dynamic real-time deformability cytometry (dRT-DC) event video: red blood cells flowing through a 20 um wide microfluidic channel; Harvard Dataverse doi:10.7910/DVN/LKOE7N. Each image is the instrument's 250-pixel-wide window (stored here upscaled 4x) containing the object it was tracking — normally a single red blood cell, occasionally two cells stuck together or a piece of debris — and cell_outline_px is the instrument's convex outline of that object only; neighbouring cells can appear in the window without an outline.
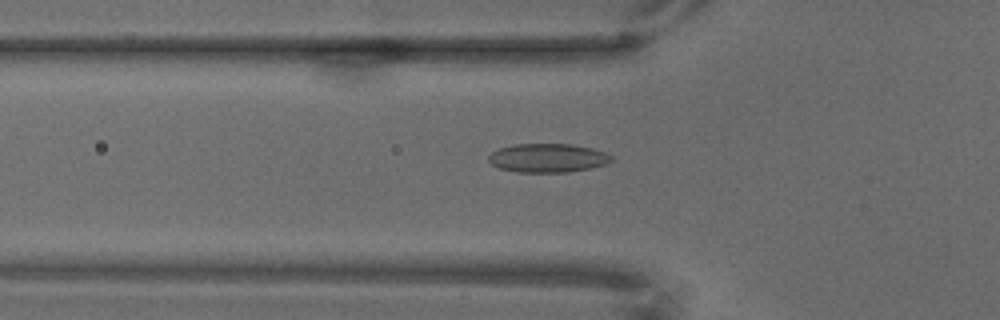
{"species": "common noctule bat (a hibernating species)", "species_latin": "Nyctalus noctula", "temperature_condition": "warm", "stored_images_in_passage": 67, "camera_frame_rate_fps": 3000, "um_per_image_px": 0.085, "animal": {"sex": "male", "body_mass_g": 18.8}, "frame": {"image": 1, "passage_image": 23, "time_ms": 7.333, "image_size_px": [1000, 320], "cell_outline_px": [[612, 160], [608, 164], [568, 172], [516, 172], [500, 168], [492, 164], [488, 160], [488, 156], [492, 152], [500, 148], [516, 144], [572, 144], [592, 148], [604, 152], [612, 156]], "centroid_in_image_um": [46.56, 13.43], "position_along_channel_um": 79.2, "area_um2": 20.52}}
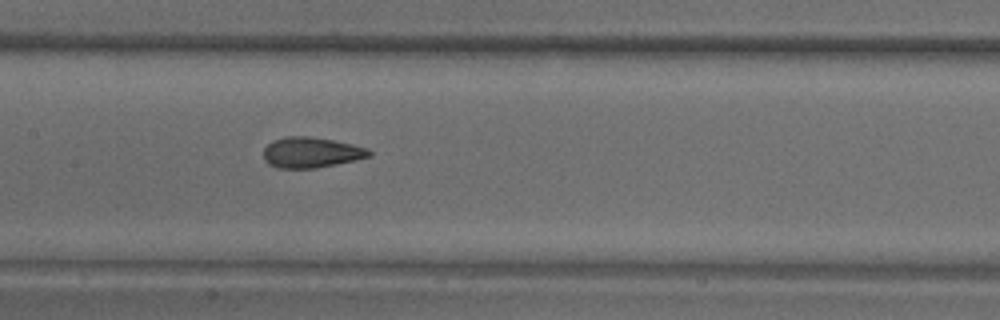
{"frame": {"image": 2, "passage_image": 33, "time_ms": 10.667, "image_size_px": [1000, 320], "cell_outline_px": [[372, 156], [356, 160], [316, 168], [276, 168], [268, 164], [264, 160], [264, 148], [272, 140], [284, 136], [308, 136], [332, 140], [352, 144], [368, 148], [372, 152]], "centroid_in_image_um": [26.44, 12.96], "position_along_channel_um": 181.0, "area_um2": 18.96}}
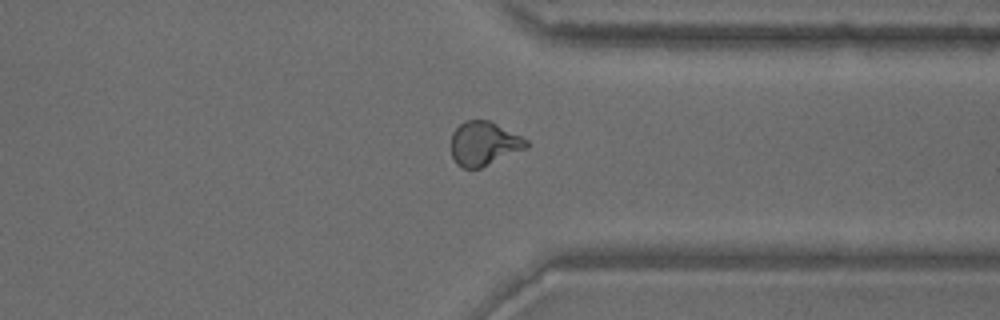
{"frame": {"image": 3, "passage_image": 52, "time_ms": 17.0, "image_size_px": [1000, 320], "cell_outline_px": [[528, 148], [480, 168], [464, 168], [456, 164], [452, 156], [452, 132], [464, 120], [488, 120], [528, 140]], "centroid_in_image_um": [41.13, 12.21], "position_along_channel_um": 370.3, "area_um2": 19.13}}